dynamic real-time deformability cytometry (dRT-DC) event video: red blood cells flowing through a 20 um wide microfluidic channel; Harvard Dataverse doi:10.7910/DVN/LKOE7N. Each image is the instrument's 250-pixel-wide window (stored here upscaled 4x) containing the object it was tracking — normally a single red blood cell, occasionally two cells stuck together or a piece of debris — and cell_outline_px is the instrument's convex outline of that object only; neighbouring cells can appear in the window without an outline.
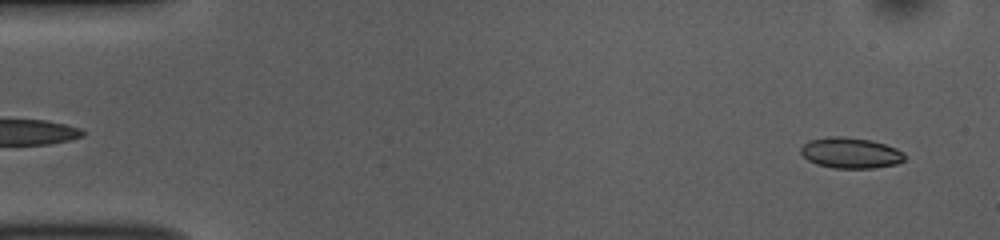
{"species": "common noctule bat (a hibernating species)", "species_latin": "Nyctalus noctula", "temperature_condition": "room temperature", "stored_images_in_passage": 52, "camera_frame_rate_fps": 3000, "um_per_image_px": 0.085, "animal": {"sex": "female", "body_mass_g": 10.0, "forearm_length_mm": 53.1}, "frame": {"image": 1, "passage_image": 3, "time_ms": 0.667, "image_size_px": [1000, 240], "cell_outline_px": [[904, 160], [896, 164], [876, 168], [832, 168], [816, 164], [808, 160], [800, 152], [800, 148], [804, 144], [812, 140], [828, 136], [844, 136], [872, 140], [896, 148], [904, 152]], "centroid_in_image_um": [72.3, 13.0], "position_along_channel_um": 12.7, "area_um2": 18.67}}
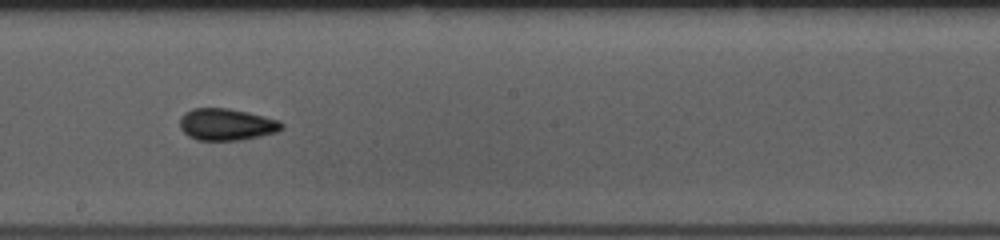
{"frame": {"image": 2, "passage_image": 29, "time_ms": 9.333, "image_size_px": [1000, 240], "cell_outline_px": [[284, 128], [276, 132], [260, 136], [240, 140], [196, 140], [188, 136], [180, 128], [180, 116], [184, 112], [192, 108], [228, 108], [248, 112], [280, 120], [284, 124]], "centroid_in_image_um": [19.25, 10.57], "position_along_channel_um": 229.0, "area_um2": 19.07}}
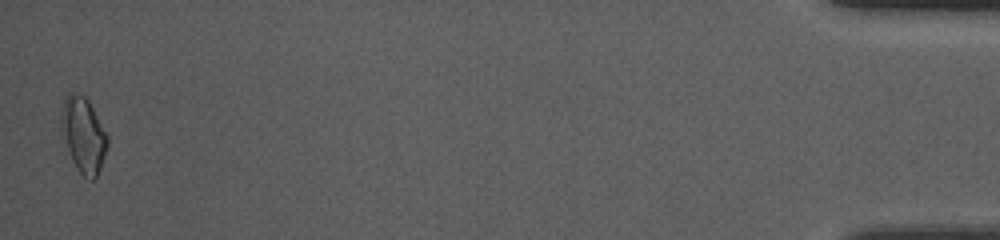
{"frame": {"image": 3, "passage_image": 52, "time_ms": 17.0, "image_size_px": [1000, 240], "cell_outline_px": [[108, 144], [100, 168], [96, 176], [92, 180], [88, 180], [76, 168], [60, 140], [60, 116], [64, 100], [68, 92], [72, 92], [84, 96], [88, 100], [108, 136]], "centroid_in_image_um": [7.03, 11.48], "position_along_channel_um": 428.2, "area_um2": 20.63}, "authors_computed_cell_mechanics": {"area_um2": 18.3226, "velocity_mm_per_s": 3.7816, "shape_relaxation_time_tau1_ms": 9.9367, "shape_relaxation_time_tau2_ms": 2.9482, "deformation_change_tau1": 0.1552, "deformation_change_tau2": 0.0688}}